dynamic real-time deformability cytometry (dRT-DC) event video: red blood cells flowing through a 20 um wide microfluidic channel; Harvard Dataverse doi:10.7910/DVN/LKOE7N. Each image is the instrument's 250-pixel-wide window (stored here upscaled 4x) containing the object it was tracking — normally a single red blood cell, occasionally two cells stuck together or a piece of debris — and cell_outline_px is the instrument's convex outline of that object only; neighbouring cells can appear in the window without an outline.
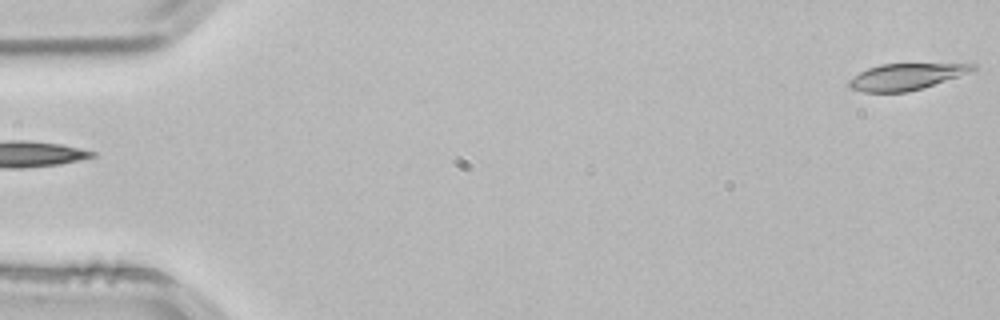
{"species": "common noctule bat (a hibernating species)", "species_latin": "Nyctalus noctula", "temperature_condition": "room temperature", "stored_images_in_passage": 9, "camera_frame_rate_fps": 3000, "um_per_image_px": 0.085, "animal": {"sex": "male", "body_mass_g": 21.5, "forearm_length_mm": 52.0}, "frame": {"image": 1, "passage_image": 1, "time_ms": 0.0, "image_size_px": [1000, 320], "cell_outline_px": [[976, 72], [920, 88], [904, 92], [864, 92], [848, 88], [848, 80], [860, 72], [868, 68], [880, 64], [976, 64]], "centroid_in_image_um": [77.04, 6.51], "position_along_channel_um": 8.0, "area_um2": 19.02}}